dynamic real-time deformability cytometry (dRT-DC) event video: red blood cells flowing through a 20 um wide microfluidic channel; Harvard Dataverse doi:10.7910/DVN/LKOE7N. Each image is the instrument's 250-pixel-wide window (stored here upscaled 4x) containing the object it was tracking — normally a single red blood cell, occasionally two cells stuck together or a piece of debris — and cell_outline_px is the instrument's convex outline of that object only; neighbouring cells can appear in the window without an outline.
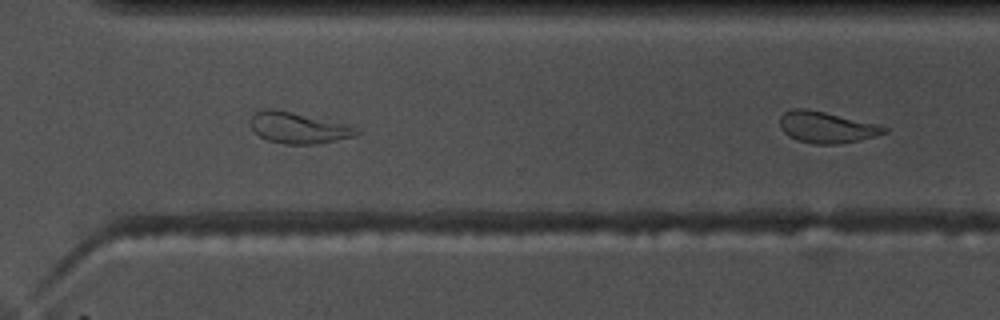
{"species": "common noctule bat (a hibernating species)", "species_latin": "Nyctalus noctula", "temperature_condition": "warm", "stored_images_in_passage": 27, "segment_of_instrument_passage": [2, 2], "camera_frame_rate_fps": 3000, "um_per_image_px": 0.085, "animal": {"sex": "male", "body_mass_g": 17.5, "forearm_length_mm": 52.3}, "frame": {"image": 1, "passage_image": 27, "time_ms": 8.667, "image_size_px": [1000, 320], "cell_outline_px": [[888, 132], [876, 136], [860, 140], [840, 144], [816, 144], [796, 140], [788, 136], [780, 128], [780, 116], [784, 112], [792, 108], [804, 108], [824, 112], [876, 124], [888, 128]], "centroid_in_image_um": [70.23, 10.82], "position_along_channel_um": 300.4, "area_um2": 19.02}}